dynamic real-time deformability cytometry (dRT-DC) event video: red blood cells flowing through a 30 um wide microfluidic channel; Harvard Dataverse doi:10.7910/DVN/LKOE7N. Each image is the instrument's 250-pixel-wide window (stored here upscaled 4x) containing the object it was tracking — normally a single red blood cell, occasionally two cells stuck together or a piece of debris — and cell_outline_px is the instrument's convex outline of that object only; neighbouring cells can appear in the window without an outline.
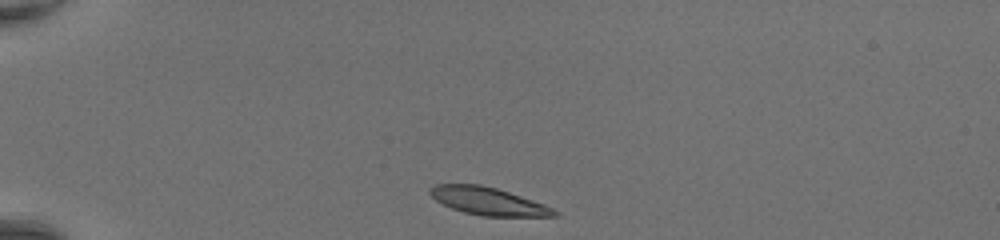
{"species": "common noctule bat (a hibernating species)", "species_latin": "Nyctalus noctula", "temperature_condition": "room temperature", "stored_images_in_passage": 36, "camera_frame_rate_fps": 3000, "um_per_image_px": 0.085, "animal": {"sex": "female", "body_mass_g": 20.0, "forearm_length_mm": 54.0}, "frame": {"image": 1, "passage_image": 1, "time_ms": 0.0, "image_size_px": [1000, 240], "cell_outline_px": [[560, 216], [480, 216], [464, 212], [452, 208], [436, 200], [428, 192], [428, 188], [436, 184], [480, 184], [496, 188], [544, 204], [560, 212]], "centroid_in_image_um": [41.49, 17.1], "position_along_channel_um": 43.5, "area_um2": 19.94}}
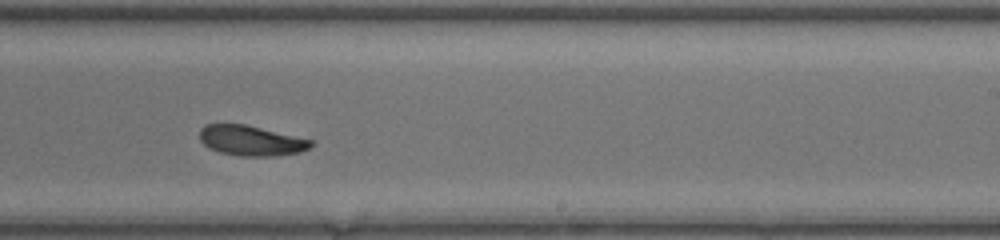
{"frame": {"image": 2, "passage_image": 20, "time_ms": 6.333, "image_size_px": [1000, 240], "cell_outline_px": [[316, 144], [312, 148], [300, 152], [276, 156], [240, 156], [220, 152], [208, 148], [200, 140], [200, 128], [204, 124], [244, 124], [312, 140]], "centroid_in_image_um": [21.36, 11.96], "position_along_channel_um": 267.6, "area_um2": 19.65}}
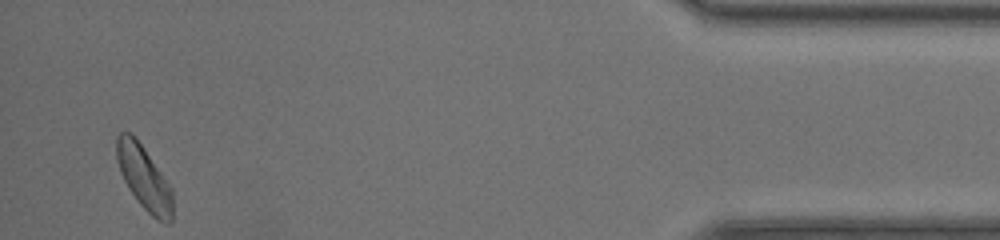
{"frame": {"image": 3, "passage_image": 35, "time_ms": 11.333, "image_size_px": [1000, 240], "cell_outline_px": [[172, 220], [168, 224], [156, 220], [140, 204], [128, 188], [120, 172], [116, 160], [116, 136], [120, 132], [128, 132], [140, 144], [172, 188]], "centroid_in_image_um": [12.23, 15.15], "position_along_channel_um": 423.0, "area_um2": 20.52}, "authors_computed_cell_mechanics": {"area_um2": 20.6346, "velocity_mm_per_s": 4.3673, "shape_relaxation_time_tau1_ms": 3.0145, "shape_relaxation_time_tau2_ms": 6.2328, "deformation_change_tau1": 0.1115, "deformation_change_tau2": 0.1249}}